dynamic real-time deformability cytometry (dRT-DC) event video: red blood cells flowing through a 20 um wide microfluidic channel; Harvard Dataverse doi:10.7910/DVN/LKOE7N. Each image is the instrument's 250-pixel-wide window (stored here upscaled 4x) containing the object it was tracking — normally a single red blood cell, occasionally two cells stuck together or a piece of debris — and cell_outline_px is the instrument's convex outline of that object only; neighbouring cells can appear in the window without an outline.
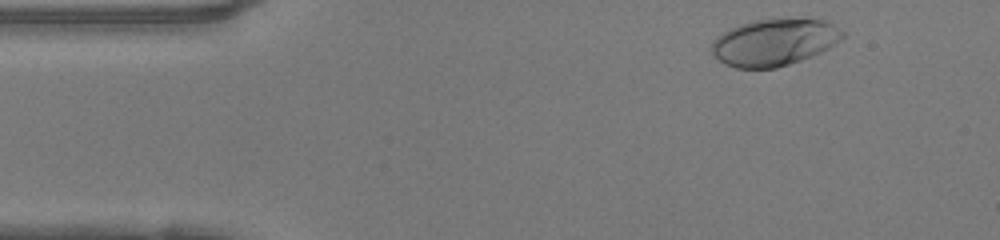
{"species": "human", "species_latin": "Homo sapiens", "temperature_condition": "warm", "stored_images_in_passage": 45, "camera_frame_rate_fps": 3000, "um_per_image_px": 0.085, "donor": {"sex": "female"}, "frame": {"image": 1, "passage_image": 2, "time_ms": 0.333, "image_size_px": [1000, 240], "cell_outline_px": [[844, 36], [840, 40], [828, 48], [812, 56], [776, 68], [736, 68], [724, 64], [712, 52], [712, 40], [716, 36], [728, 28], [752, 20], [824, 20], [832, 24], [844, 32]], "centroid_in_image_um": [65.77, 3.61], "position_along_channel_um": 19.2, "area_um2": 35.32}}
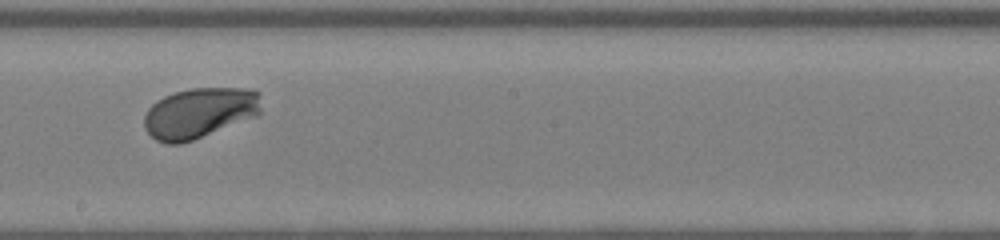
{"frame": {"image": 2, "passage_image": 23, "time_ms": 7.333, "image_size_px": [1000, 240], "cell_outline_px": [[260, 112], [256, 116], [192, 140], [180, 144], [164, 144], [156, 140], [144, 128], [144, 116], [148, 108], [156, 100], [164, 96], [176, 92], [192, 88], [252, 88], [260, 92]], "centroid_in_image_um": [16.94, 9.59], "position_along_channel_um": 231.3, "area_um2": 34.45}}
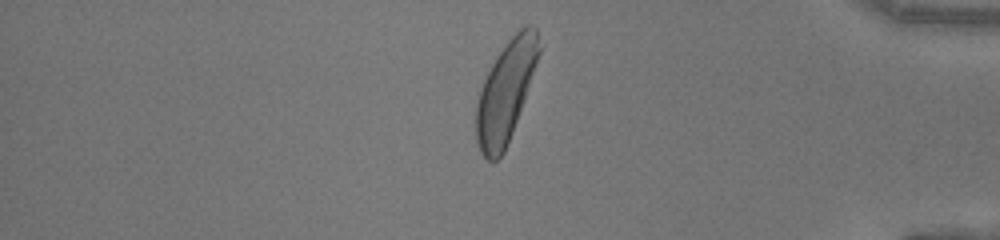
{"frame": {"image": 3, "passage_image": 37, "time_ms": 12.0, "image_size_px": [1000, 240], "cell_outline_px": [[540, 52], [512, 132], [504, 152], [496, 160], [488, 160], [480, 152], [476, 144], [476, 104], [484, 80], [496, 56], [508, 40], [520, 28], [528, 24], [536, 28], [540, 48]], "centroid_in_image_um": [42.96, 7.79], "position_along_channel_um": 392.2, "area_um2": 35.95}, "authors_computed_cell_mechanics": {"area_um2": 34.4488, "velocity_mm_per_s": 4.1569, "shape_relaxation_time_tau1_ms": 1.6812, "shape_relaxation_time_tau2_ms": null, "deformation_change_tau1": 0.128, "deformation_change_tau2": null}}